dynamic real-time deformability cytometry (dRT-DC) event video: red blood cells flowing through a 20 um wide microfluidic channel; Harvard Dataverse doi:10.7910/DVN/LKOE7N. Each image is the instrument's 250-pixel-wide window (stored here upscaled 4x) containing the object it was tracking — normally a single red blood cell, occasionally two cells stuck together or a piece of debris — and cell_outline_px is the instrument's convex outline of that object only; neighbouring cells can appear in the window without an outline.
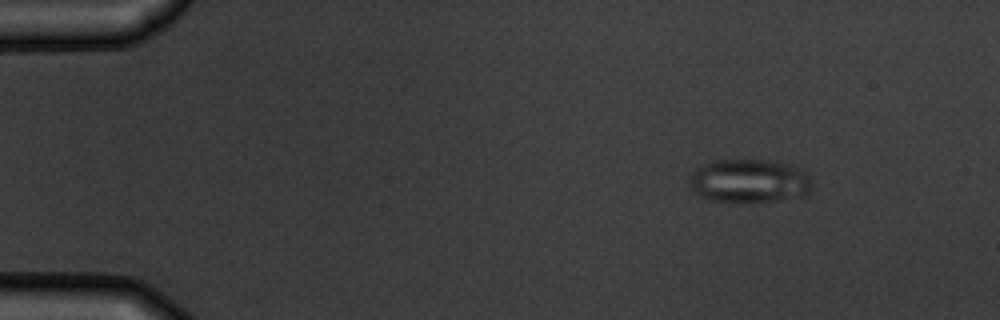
{"species": "common noctule bat (a hibernating species)", "species_latin": "Nyctalus noctula", "temperature_condition": "warm", "stored_images_in_passage": 5, "camera_frame_rate_fps": 3000, "um_per_image_px": 0.085, "animal": {"sex": "male", "body_mass_g": 19.5, "forearm_length_mm": 54.6}, "frame": {"image": 1, "passage_image": 1, "time_ms": 0.0, "image_size_px": [1000, 320], "cell_outline_px": [[812, 180], [808, 192], [800, 196], [772, 200], [712, 200], [700, 196], [692, 188], [692, 172], [700, 164], [712, 160], [768, 160], [792, 164], [808, 172]], "centroid_in_image_um": [63.72, 15.32], "position_along_channel_um": 21.3, "area_um2": 30.52}}